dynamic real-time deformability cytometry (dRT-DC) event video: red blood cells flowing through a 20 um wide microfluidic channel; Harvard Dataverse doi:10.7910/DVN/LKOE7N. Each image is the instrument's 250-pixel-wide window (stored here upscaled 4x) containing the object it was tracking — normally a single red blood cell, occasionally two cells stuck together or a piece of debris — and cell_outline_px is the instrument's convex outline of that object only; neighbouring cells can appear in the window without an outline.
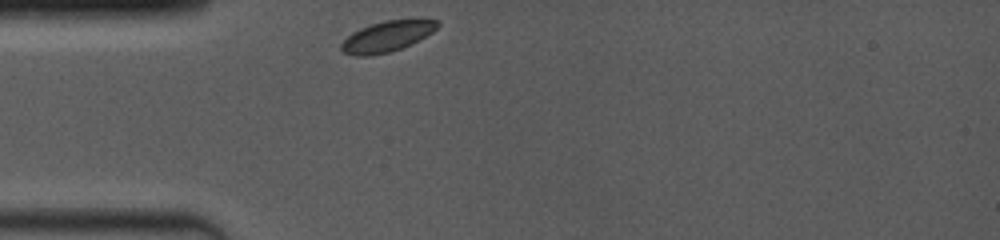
{"species": "common noctule bat (a hibernating species)", "species_latin": "Nyctalus noctula", "temperature_condition": "room temperature", "stored_images_in_passage": 23, "camera_frame_rate_fps": 4000, "um_per_image_px": 0.085, "animal": {"sex": "female", "body_mass_g": 19.0, "forearm_length_mm": 53.3}, "frame": {"image": 1, "passage_image": 1, "time_ms": 0.0, "image_size_px": [1000, 240], "cell_outline_px": [[440, 24], [432, 32], [412, 44], [388, 52], [368, 56], [352, 56], [344, 52], [340, 48], [340, 44], [352, 32], [360, 28], [384, 20], [440, 20]], "centroid_in_image_um": [32.87, 3.1], "position_along_channel_um": 52.1, "area_um2": 16.99}}
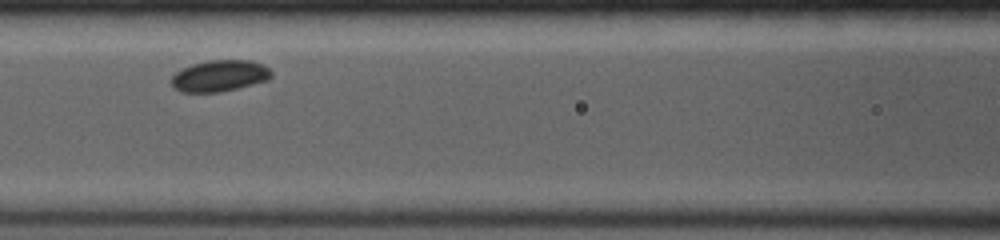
{"frame": {"image": 2, "passage_image": 15, "time_ms": 2.75, "image_size_px": [1000, 240], "cell_outline_px": [[272, 76], [268, 80], [220, 92], [184, 92], [172, 88], [172, 76], [176, 72], [192, 64], [208, 60], [252, 60], [264, 64], [272, 72]], "centroid_in_image_um": [18.68, 6.43], "position_along_channel_um": 147.9, "area_um2": 18.26}}
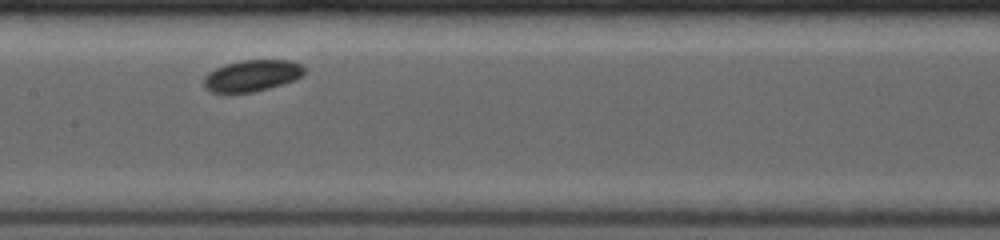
{"frame": {"image": 3, "passage_image": 22, "time_ms": 3.75, "image_size_px": [1000, 240], "cell_outline_px": [[304, 72], [296, 80], [268, 88], [252, 92], [212, 92], [204, 88], [204, 76], [208, 72], [224, 64], [240, 60], [288, 60], [300, 64], [304, 68]], "centroid_in_image_um": [21.39, 6.42], "position_along_channel_um": 186.0, "area_um2": 18.32}}